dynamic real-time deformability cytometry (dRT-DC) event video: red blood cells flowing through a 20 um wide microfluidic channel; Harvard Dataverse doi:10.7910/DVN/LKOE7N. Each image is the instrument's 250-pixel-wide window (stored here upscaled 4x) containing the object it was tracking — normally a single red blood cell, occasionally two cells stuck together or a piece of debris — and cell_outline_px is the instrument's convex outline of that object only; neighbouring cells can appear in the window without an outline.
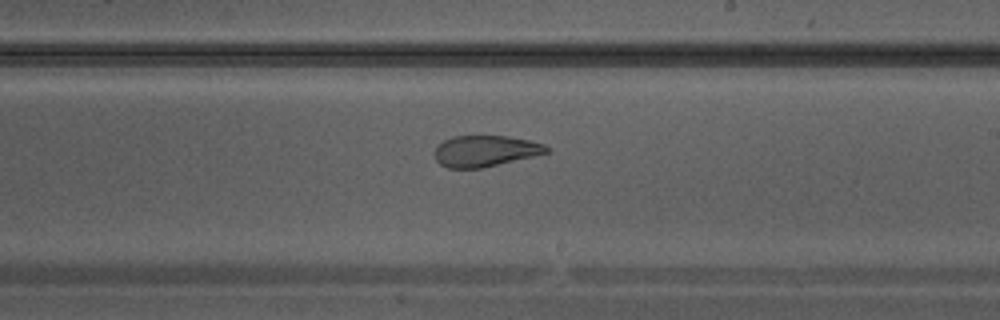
{"species": "Egyptian fruit bat (a non-hibernating species)", "species_latin": "Rousettus aegyptiacus", "temperature_condition": "warm", "stored_images_in_passage": 22, "camera_frame_rate_fps": 3000, "um_per_image_px": 0.085, "animal": {"sex": "male"}, "frame": {"image": 1, "passage_image": 10, "time_ms": 3.0, "image_size_px": [1000, 320], "cell_outline_px": [[552, 148], [548, 152], [532, 156], [480, 168], [448, 168], [440, 164], [436, 160], [436, 148], [444, 140], [452, 136], [504, 136], [528, 140], [544, 144]], "centroid_in_image_um": [41.25, 12.83], "position_along_channel_um": 247.8, "area_um2": 19.94}}